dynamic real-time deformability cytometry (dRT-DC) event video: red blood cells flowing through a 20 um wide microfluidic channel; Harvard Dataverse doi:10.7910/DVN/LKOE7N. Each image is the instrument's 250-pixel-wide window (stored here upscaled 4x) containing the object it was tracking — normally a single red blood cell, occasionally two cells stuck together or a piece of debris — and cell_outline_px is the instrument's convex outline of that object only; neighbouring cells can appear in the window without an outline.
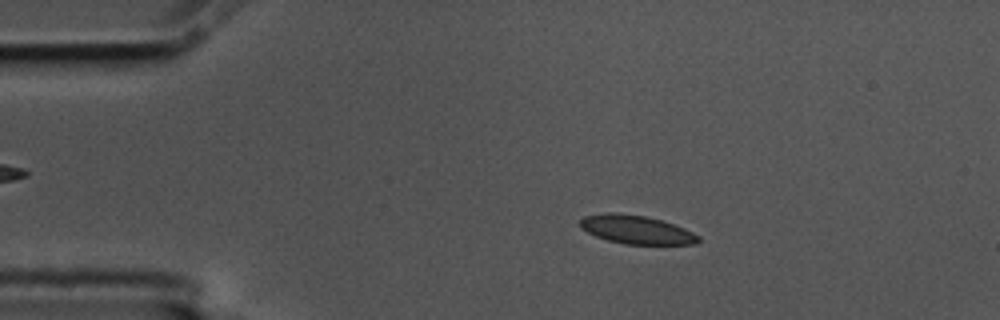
{"species": "common noctule bat (a hibernating species)", "species_latin": "Nyctalus noctula", "temperature_condition": "cold", "stored_images_in_passage": 58, "camera_frame_rate_fps": 3000, "um_per_image_px": 0.085, "animal": {"sex": "male", "body_mass_g": 17.5, "forearm_length_mm": 52.3}, "frame": {"image": 1, "passage_image": 11, "time_ms": 3.333, "image_size_px": [1000, 320], "cell_outline_px": [[700, 240], [696, 244], [624, 244], [608, 240], [596, 236], [580, 228], [580, 220], [584, 216], [604, 212], [616, 212], [648, 216], [684, 228], [700, 236]], "centroid_in_image_um": [54.07, 19.51], "position_along_channel_um": 30.9, "area_um2": 19.71}}
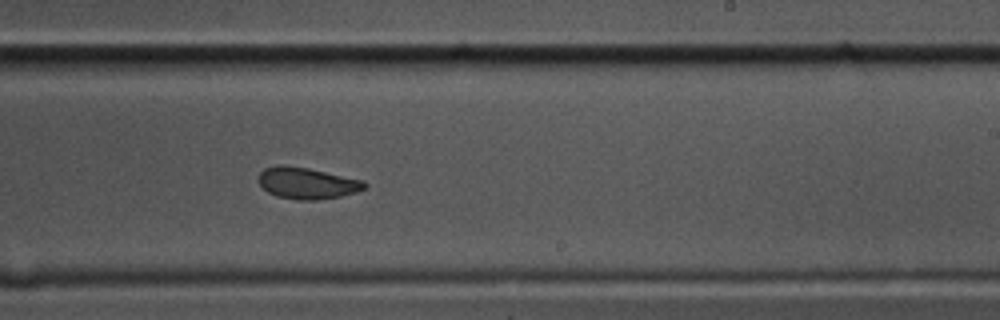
{"frame": {"image": 2, "passage_image": 35, "time_ms": 11.333, "image_size_px": [1000, 320], "cell_outline_px": [[368, 184], [364, 188], [356, 192], [340, 196], [316, 200], [296, 200], [276, 196], [268, 192], [260, 184], [260, 172], [264, 168], [280, 164], [308, 168], [364, 180]], "centroid_in_image_um": [26.11, 15.57], "position_along_channel_um": 262.9, "area_um2": 19.36}}
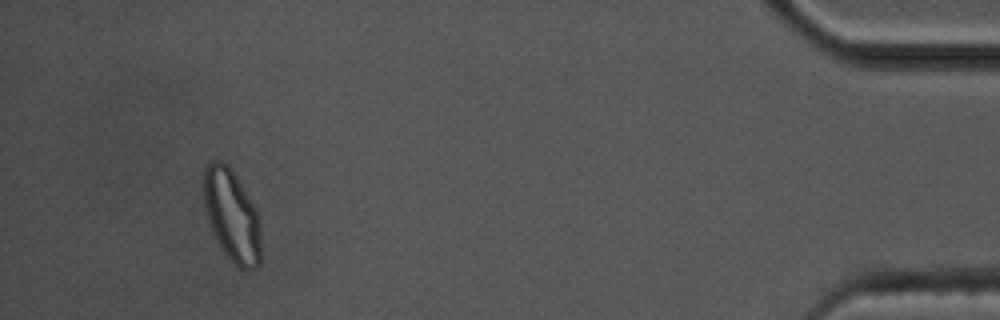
{"frame": {"image": 3, "passage_image": 54, "time_ms": 17.667, "image_size_px": [1000, 320], "cell_outline_px": [[260, 264], [256, 268], [240, 268], [224, 252], [208, 220], [204, 204], [204, 168], [212, 160], [220, 160], [232, 172], [256, 208], [260, 216]], "centroid_in_image_um": [19.72, 18.33], "position_along_channel_um": 415.5, "area_um2": 29.94}, "authors_computed_cell_mechanics": {"area_um2": 19.8543, "velocity_mm_per_s": 3.4976, "shape_relaxation_time_tau1_ms": 2.3161, "shape_relaxation_time_tau2_ms": 1.7079, "deformation_change_tau1": 0.1005, "deformation_change_tau2": 0.0719}}